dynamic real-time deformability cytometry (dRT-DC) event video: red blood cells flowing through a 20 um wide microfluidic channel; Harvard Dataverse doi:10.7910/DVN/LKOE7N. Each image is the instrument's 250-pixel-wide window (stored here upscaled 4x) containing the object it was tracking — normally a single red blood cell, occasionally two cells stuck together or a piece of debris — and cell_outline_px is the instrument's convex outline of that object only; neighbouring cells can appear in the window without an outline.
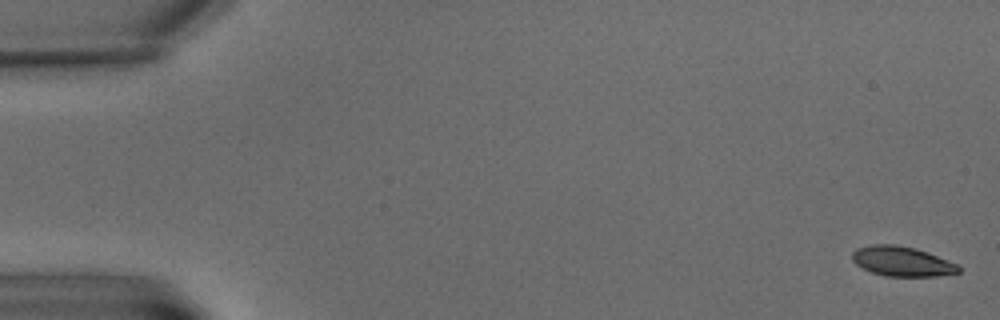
{"species": "common noctule bat (a hibernating species)", "species_latin": "Nyctalus noctula", "temperature_condition": "warm", "stored_images_in_passage": 6, "camera_frame_rate_fps": 3000, "um_per_image_px": 0.085, "animal": {"sex": "male", "body_mass_g": 15.6}, "frame": {"image": 1, "passage_image": 1, "time_ms": 0.0, "image_size_px": [1000, 320], "cell_outline_px": [[960, 272], [940, 276], [884, 276], [872, 272], [856, 264], [852, 260], [852, 252], [856, 248], [872, 244], [896, 244], [916, 248], [928, 252], [956, 264], [960, 268]], "centroid_in_image_um": [76.65, 22.2], "position_along_channel_um": 8.3, "area_um2": 18.5}}
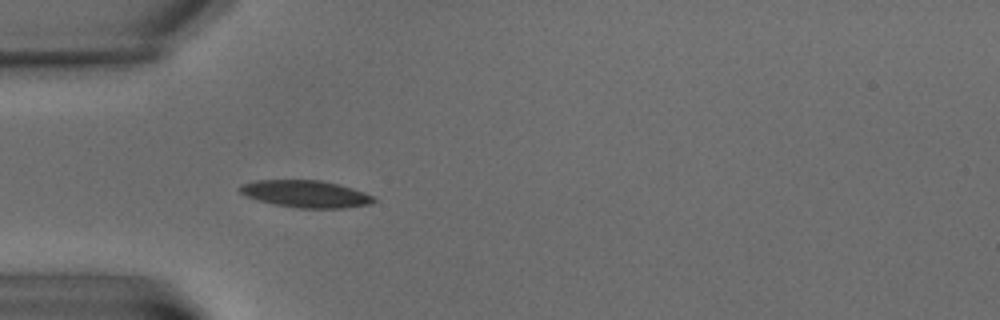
{"frame": {"image": 2, "passage_image": 6, "time_ms": 7.0, "image_size_px": [1000, 320], "cell_outline_px": [[376, 200], [368, 204], [344, 208], [300, 208], [276, 204], [256, 200], [240, 192], [236, 188], [240, 184], [256, 180], [320, 180], [352, 188], [364, 192], [372, 196]], "centroid_in_image_um": [25.93, 16.47], "position_along_channel_um": 59.1, "area_um2": 20.98}}